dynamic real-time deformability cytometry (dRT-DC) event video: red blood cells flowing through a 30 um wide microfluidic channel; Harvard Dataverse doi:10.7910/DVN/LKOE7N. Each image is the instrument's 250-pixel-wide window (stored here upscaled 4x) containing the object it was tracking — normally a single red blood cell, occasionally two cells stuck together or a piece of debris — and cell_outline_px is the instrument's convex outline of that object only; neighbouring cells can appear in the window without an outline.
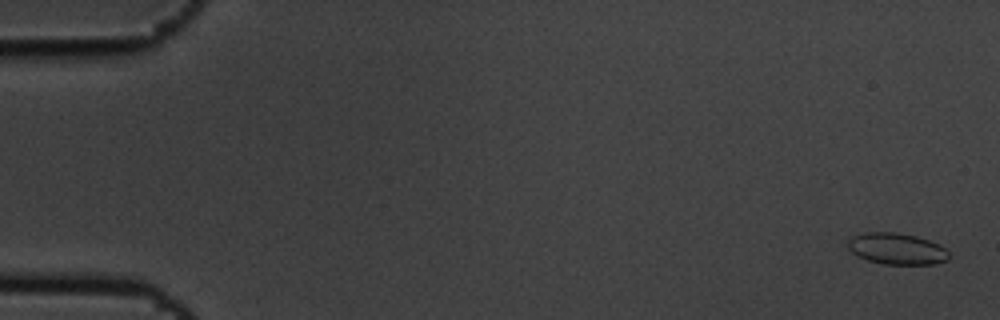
{"species": "common noctule bat (a hibernating species)", "species_latin": "Nyctalus noctula", "temperature_condition": "cold", "stored_images_in_passage": 8, "camera_frame_rate_fps": 3000, "um_per_image_px": 0.085, "animal": {"sex": "male", "body_mass_g": 19.5, "forearm_length_mm": 54.6}, "frame": {"image": 1, "passage_image": 1, "time_ms": 0.0, "image_size_px": [1000, 320], "cell_outline_px": [[948, 260], [936, 264], [884, 264], [868, 260], [856, 256], [848, 248], [848, 240], [852, 236], [868, 232], [896, 232], [916, 236], [940, 244], [948, 252]], "centroid_in_image_um": [76.22, 21.14], "position_along_channel_um": 8.8, "area_um2": 18.5}}
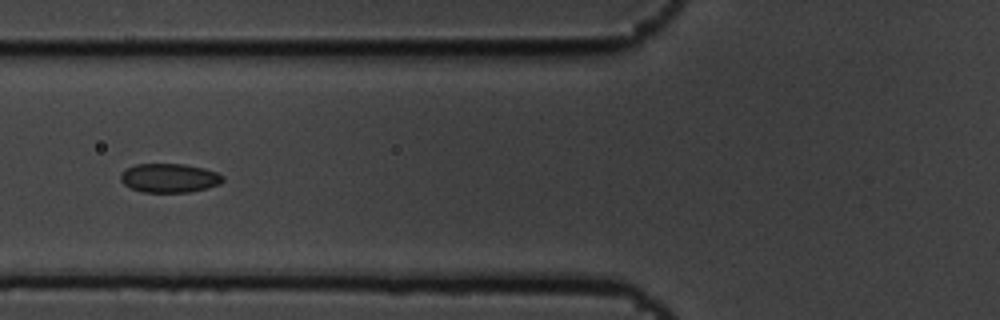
{"frame": {"image": 2, "passage_image": 6, "time_ms": 1.667, "image_size_px": [1000, 320], "cell_outline_px": [[224, 180], [220, 184], [208, 188], [188, 192], [144, 192], [132, 188], [124, 184], [120, 180], [120, 172], [136, 164], [184, 164], [204, 168], [216, 172], [224, 176]], "centroid_in_image_um": [14.41, 15.13], "position_along_channel_um": 111.4, "area_um2": 17.28}}
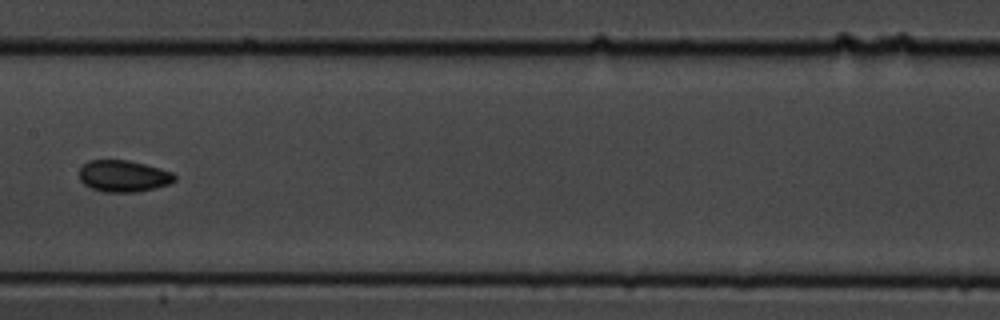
{"frame": {"image": 3, "passage_image": 8, "time_ms": 2.333, "image_size_px": [1000, 320], "cell_outline_px": [[176, 180], [168, 184], [156, 188], [136, 192], [104, 192], [92, 188], [84, 184], [80, 180], [80, 168], [88, 160], [128, 160], [160, 168], [172, 172], [176, 176]], "centroid_in_image_um": [10.5, 14.97], "position_along_channel_um": 196.9, "area_um2": 17.57}}